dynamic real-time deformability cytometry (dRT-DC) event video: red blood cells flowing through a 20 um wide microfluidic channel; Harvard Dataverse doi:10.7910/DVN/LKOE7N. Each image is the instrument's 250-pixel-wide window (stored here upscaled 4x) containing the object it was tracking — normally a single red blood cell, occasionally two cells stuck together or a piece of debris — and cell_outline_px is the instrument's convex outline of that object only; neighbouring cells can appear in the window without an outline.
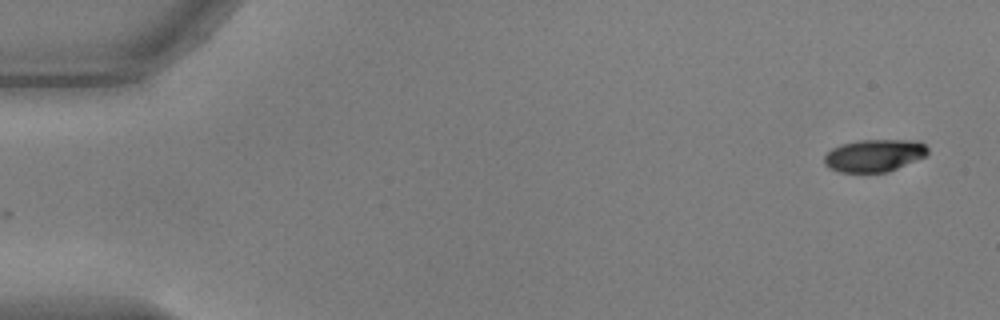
{"species": "common noctule bat (a hibernating species)", "species_latin": "Nyctalus noctula", "temperature_condition": "warm", "stored_images_in_passage": 14, "camera_frame_rate_fps": 3000, "um_per_image_px": 0.085, "animal": {"sex": "male", "body_mass_g": 17.9, "forearm_length_mm": 54.2}, "frame": {"image": 1, "passage_image": 1, "time_ms": 0.0, "image_size_px": [1000, 320], "cell_outline_px": [[928, 152], [924, 156], [888, 172], [840, 172], [828, 168], [824, 164], [824, 156], [832, 148], [840, 144], [860, 140], [920, 140], [928, 148]], "centroid_in_image_um": [74.29, 13.21], "position_along_channel_um": 10.7, "area_um2": 19.54}}
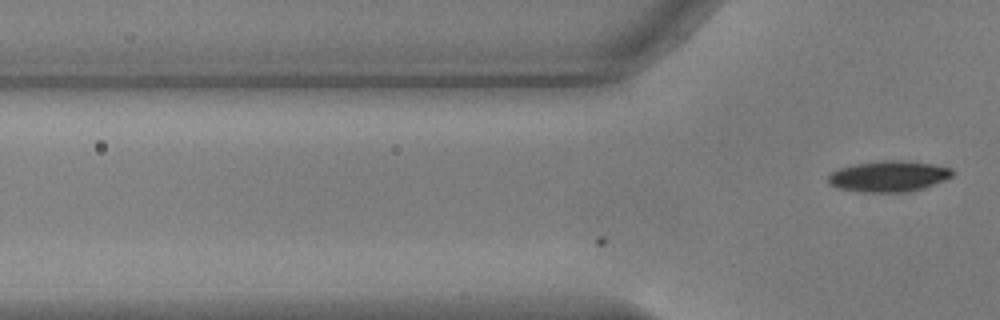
{"frame": {"image": 2, "passage_image": 14, "time_ms": 4.333, "image_size_px": [1000, 320], "cell_outline_px": [[956, 172], [952, 176], [944, 180], [924, 188], [904, 192], [860, 192], [836, 188], [828, 184], [828, 176], [832, 172], [840, 168], [856, 164], [880, 160], [904, 160], [932, 164], [952, 168]], "centroid_in_image_um": [75.54, 14.98], "position_along_channel_um": 50.3, "area_um2": 22.54}}